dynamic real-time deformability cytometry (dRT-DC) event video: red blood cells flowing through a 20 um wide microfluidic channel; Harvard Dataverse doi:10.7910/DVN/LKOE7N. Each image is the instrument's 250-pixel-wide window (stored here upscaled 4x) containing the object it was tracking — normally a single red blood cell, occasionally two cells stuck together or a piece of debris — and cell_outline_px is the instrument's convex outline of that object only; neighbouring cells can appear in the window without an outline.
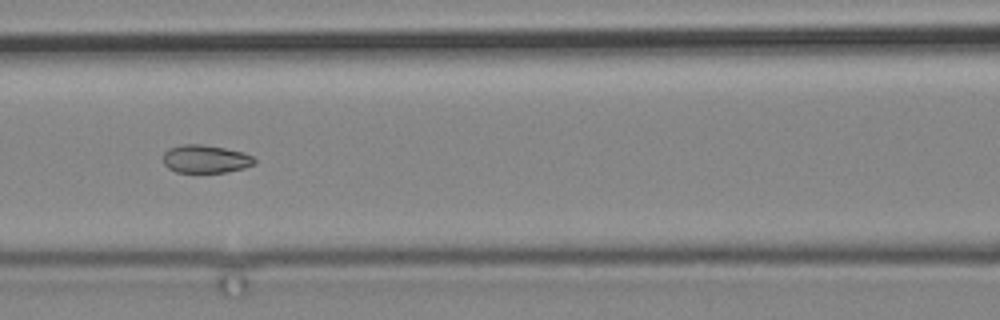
{"species": "common noctule bat (a hibernating species)", "species_latin": "Nyctalus noctula", "temperature_condition": "cold", "stored_images_in_passage": 11, "camera_frame_rate_fps": 3000, "um_per_image_px": 0.085, "animal": {"sex": "male", "body_mass_g": 19.2, "forearm_length_mm": 51.8}, "frame": {"image": 1, "passage_image": 10, "time_ms": 13.0, "image_size_px": [1000, 320], "cell_outline_px": [[256, 164], [244, 168], [224, 172], [176, 172], [168, 168], [164, 164], [164, 152], [168, 148], [184, 144], [200, 144], [224, 148], [240, 152], [252, 156], [256, 160]], "centroid_in_image_um": [17.46, 13.51], "position_along_channel_um": 149.1, "area_um2": 14.8}}
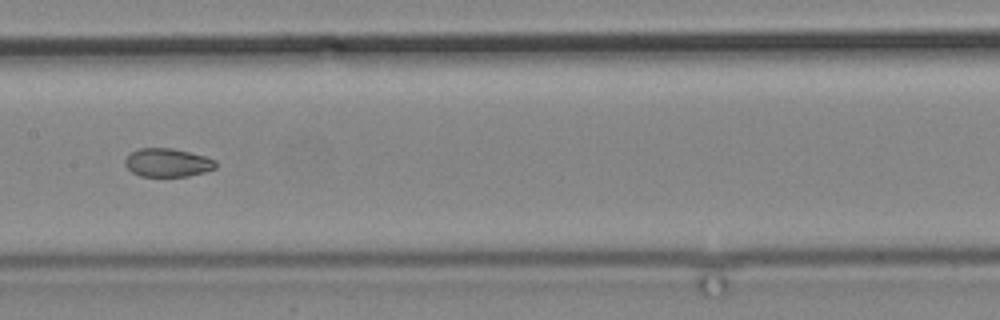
{"frame": {"image": 2, "passage_image": 11, "time_ms": 14.333, "image_size_px": [1000, 320], "cell_outline_px": [[216, 168], [204, 172], [188, 176], [140, 176], [132, 172], [124, 164], [124, 160], [132, 152], [140, 148], [172, 148], [204, 156], [216, 160]], "centroid_in_image_um": [14.24, 13.82], "position_along_channel_um": 193.2, "area_um2": 14.91}}